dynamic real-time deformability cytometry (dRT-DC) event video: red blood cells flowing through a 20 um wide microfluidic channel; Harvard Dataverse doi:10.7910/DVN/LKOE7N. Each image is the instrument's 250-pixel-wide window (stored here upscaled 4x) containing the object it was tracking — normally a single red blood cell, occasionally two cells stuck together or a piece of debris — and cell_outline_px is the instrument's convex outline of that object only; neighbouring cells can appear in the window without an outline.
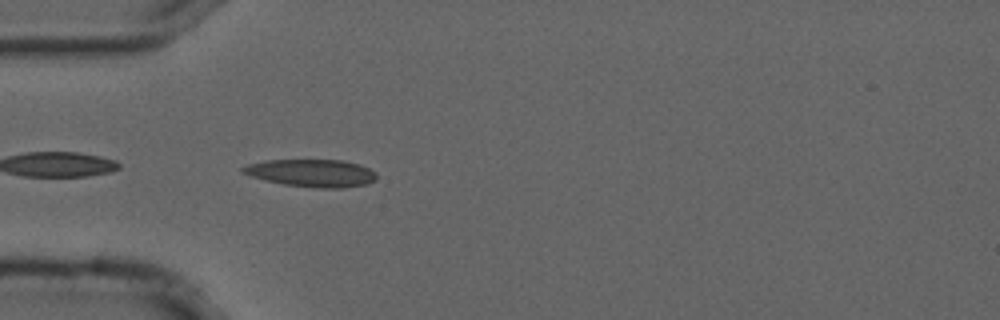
{"species": "common noctule bat (a hibernating species)", "species_latin": "Nyctalus noctula", "temperature_condition": "cold", "stored_images_in_passage": 35, "camera_frame_rate_fps": 3000, "um_per_image_px": 0.085, "animal": {"sex": "male", "forearm_length_mm": 52.5}, "frame": {"image": 1, "passage_image": 2, "time_ms": 0.333, "image_size_px": [1000, 320], "cell_outline_px": [[376, 180], [368, 184], [344, 188], [320, 188], [284, 184], [252, 176], [240, 172], [240, 168], [248, 164], [268, 160], [344, 160], [360, 164], [376, 172]], "centroid_in_image_um": [26.54, 14.7], "position_along_channel_um": 58.5, "area_um2": 21.44}}
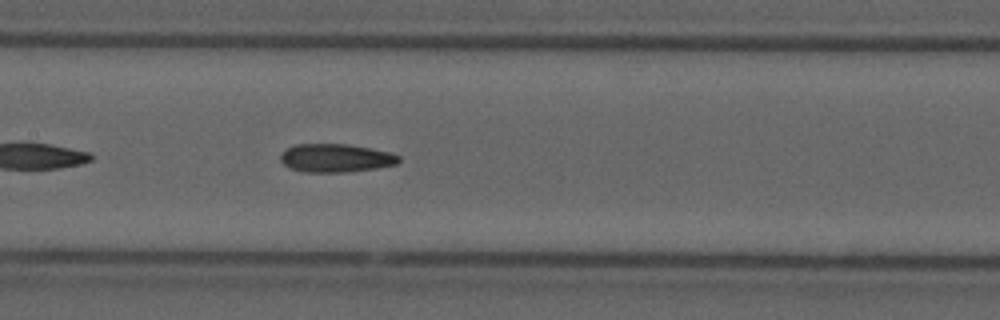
{"frame": {"image": 2, "passage_image": 12, "time_ms": 3.667, "image_size_px": [1000, 320], "cell_outline_px": [[400, 160], [396, 164], [376, 168], [344, 172], [304, 172], [292, 168], [284, 164], [280, 160], [280, 156], [288, 148], [296, 144], [348, 144], [372, 148], [388, 152], [400, 156]], "centroid_in_image_um": [28.55, 13.43], "position_along_channel_um": 178.8, "area_um2": 19.36}}
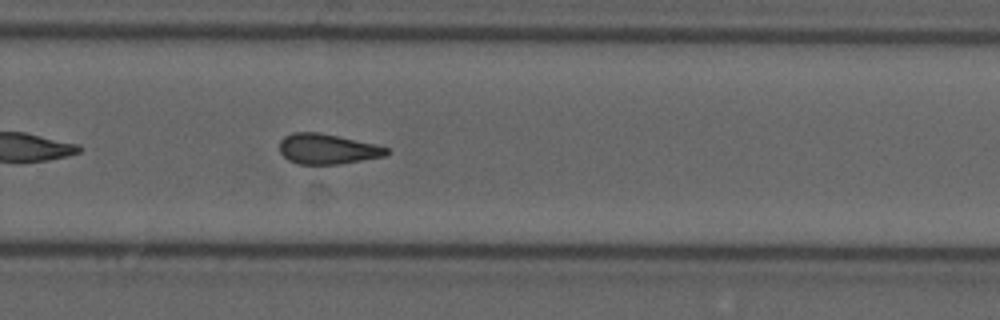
{"frame": {"image": 3, "passage_image": 22, "time_ms": 7.0, "image_size_px": [1000, 320], "cell_outline_px": [[388, 152], [384, 156], [336, 164], [300, 164], [288, 160], [280, 152], [280, 140], [284, 136], [292, 132], [320, 132], [376, 144], [388, 148]], "centroid_in_image_um": [27.79, 12.65], "position_along_channel_um": 302.0, "area_um2": 18.73}, "authors_computed_cell_mechanics": {"area_um2": 19.4208, "velocity_mm_per_s": 3.703, "shape_relaxation_time_tau1_ms": null, "shape_relaxation_time_tau2_ms": 3.9336, "deformation_change_tau1": null, "deformation_change_tau2": 0.134}}